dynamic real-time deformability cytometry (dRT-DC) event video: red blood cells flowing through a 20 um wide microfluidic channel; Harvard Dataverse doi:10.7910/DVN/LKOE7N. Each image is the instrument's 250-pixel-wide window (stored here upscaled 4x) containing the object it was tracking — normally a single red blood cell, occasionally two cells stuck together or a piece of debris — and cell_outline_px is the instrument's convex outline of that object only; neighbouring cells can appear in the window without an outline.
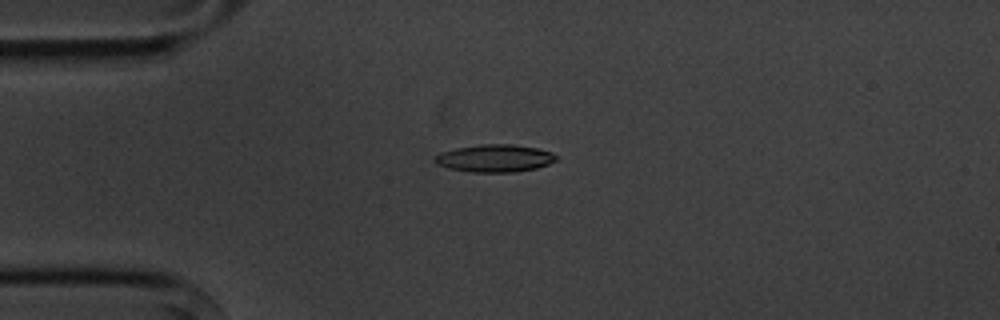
{"species": "common noctule bat (a hibernating species)", "species_latin": "Nyctalus noctula", "temperature_condition": "cold", "stored_images_in_passage": 8, "camera_frame_rate_fps": 3000, "um_per_image_px": 0.085, "animal": {"sex": "male", "body_mass_g": 20.1, "forearm_length_mm": 53.5}, "frame": {"image": 1, "passage_image": 3, "time_ms": 2.333, "image_size_px": [1000, 320], "cell_outline_px": [[556, 160], [548, 164], [536, 168], [516, 172], [468, 172], [448, 168], [436, 164], [432, 160], [440, 152], [456, 148], [480, 144], [512, 144], [536, 148], [552, 152], [556, 156]], "centroid_in_image_um": [42.02, 13.45], "position_along_channel_um": 43.0, "area_um2": 19.54}}
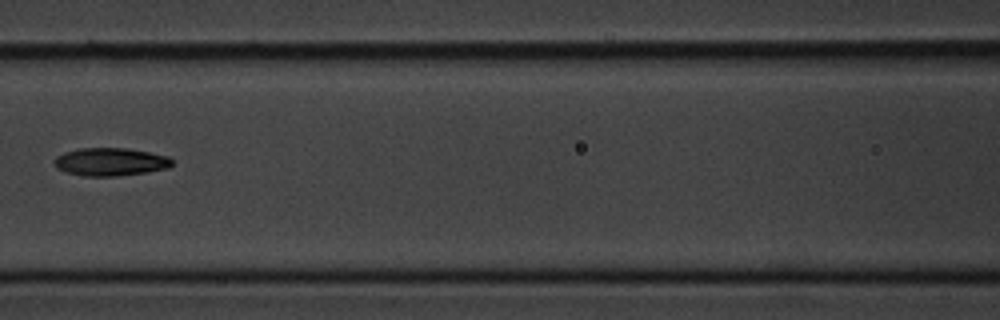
{"frame": {"image": 2, "passage_image": 6, "time_ms": 6.0, "image_size_px": [1000, 320], "cell_outline_px": [[172, 164], [168, 168], [148, 172], [116, 176], [84, 176], [64, 172], [56, 168], [52, 160], [56, 156], [64, 152], [80, 148], [128, 148], [168, 156], [172, 160]], "centroid_in_image_um": [9.34, 13.76], "position_along_channel_um": 157.3, "area_um2": 19.36}}
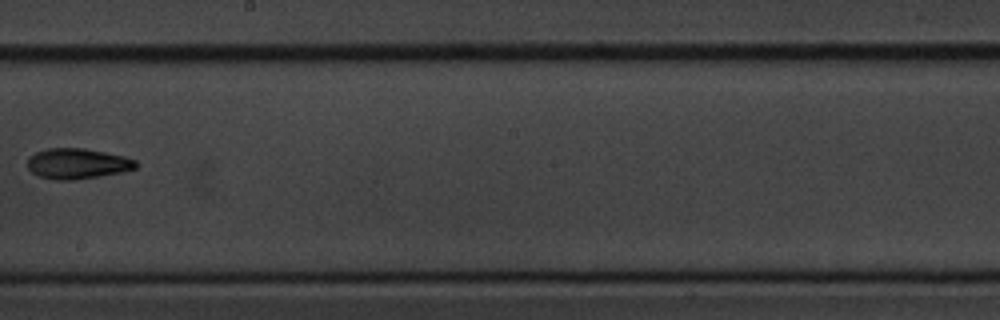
{"frame": {"image": 3, "passage_image": 8, "time_ms": 8.333, "image_size_px": [1000, 320], "cell_outline_px": [[136, 168], [124, 172], [76, 180], [56, 180], [40, 176], [32, 172], [28, 168], [28, 156], [36, 152], [48, 148], [84, 148], [124, 156], [136, 160]], "centroid_in_image_um": [6.58, 13.91], "position_along_channel_um": 241.6, "area_um2": 19.31}}